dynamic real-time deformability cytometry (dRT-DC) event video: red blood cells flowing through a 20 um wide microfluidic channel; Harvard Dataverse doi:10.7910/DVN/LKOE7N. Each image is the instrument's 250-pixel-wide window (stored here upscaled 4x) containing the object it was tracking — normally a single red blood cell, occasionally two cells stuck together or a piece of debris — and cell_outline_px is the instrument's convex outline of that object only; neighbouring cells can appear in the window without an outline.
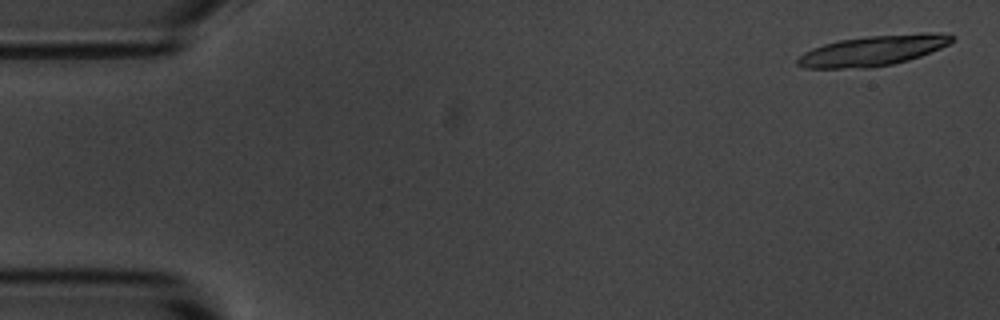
{"species": "common noctule bat (a hibernating species)", "species_latin": "Nyctalus noctula", "temperature_condition": "room temperature", "stored_images_in_passage": 6, "camera_frame_rate_fps": 3000, "um_per_image_px": 0.085, "animal": {"sex": "male", "body_mass_g": 20.1, "forearm_length_mm": 53.5}, "frame": {"image": 1, "passage_image": 1, "time_ms": 0.0, "image_size_px": [1000, 320], "cell_outline_px": [[956, 40], [940, 48], [920, 56], [908, 60], [892, 64], [872, 68], [804, 68], [796, 64], [796, 60], [804, 52], [812, 48], [836, 40], [868, 36], [924, 32], [928, 32], [956, 36]], "centroid_in_image_um": [74.19, 4.3], "position_along_channel_um": 10.8, "area_um2": 27.46}}
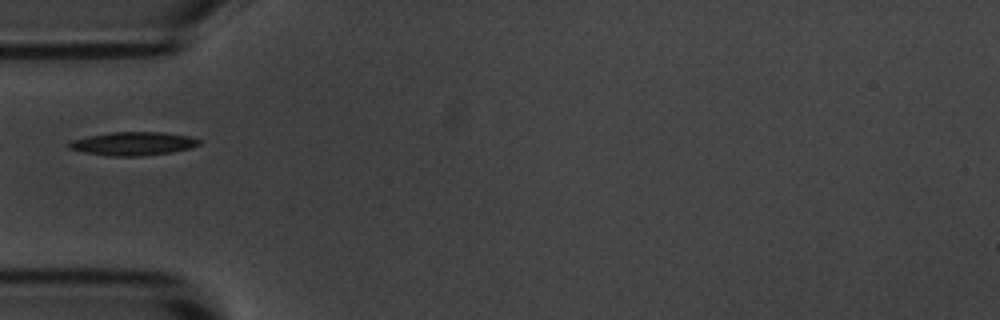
{"frame": {"image": 2, "passage_image": 5, "time_ms": 5.333, "image_size_px": [1000, 320], "cell_outline_px": [[200, 144], [192, 148], [172, 152], [140, 156], [112, 156], [84, 152], [68, 148], [68, 144], [72, 140], [88, 136], [112, 132], [164, 132], [192, 136], [200, 140]], "centroid_in_image_um": [11.36, 12.2], "position_along_channel_um": 73.6, "area_um2": 17.8}}